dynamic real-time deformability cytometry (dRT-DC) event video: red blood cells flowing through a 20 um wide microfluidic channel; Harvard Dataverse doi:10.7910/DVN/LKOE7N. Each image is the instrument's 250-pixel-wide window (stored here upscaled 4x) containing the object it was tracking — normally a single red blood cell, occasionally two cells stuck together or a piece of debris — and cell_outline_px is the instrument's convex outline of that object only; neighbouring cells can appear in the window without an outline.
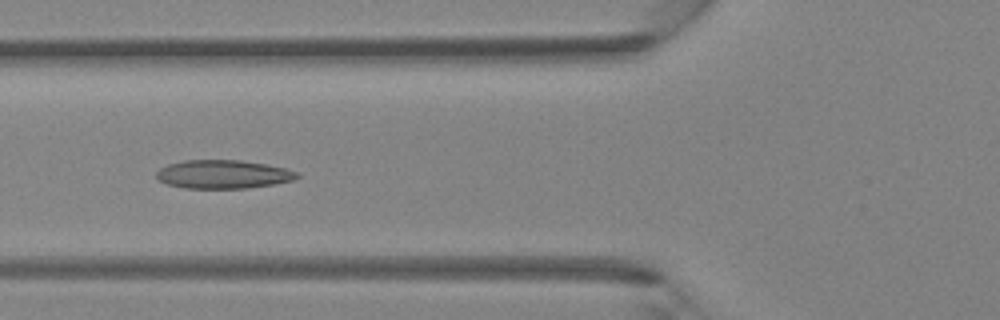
{"species": "Egyptian fruit bat (a non-hibernating species)", "species_latin": "Rousettus aegyptiacus", "temperature_condition": "room temperature", "stored_images_in_passage": 44, "camera_frame_rate_fps": 3000, "um_per_image_px": 0.085, "animal": {"sex": "female"}, "frame": {"image": 1, "passage_image": 16, "time_ms": 5.0, "image_size_px": [1000, 320], "cell_outline_px": [[300, 176], [292, 180], [272, 184], [244, 188], [184, 188], [168, 184], [160, 180], [156, 176], [156, 172], [160, 168], [168, 164], [184, 160], [240, 160], [268, 164], [300, 172]], "centroid_in_image_um": [18.97, 14.8], "position_along_channel_um": 106.8, "area_um2": 23.29}}
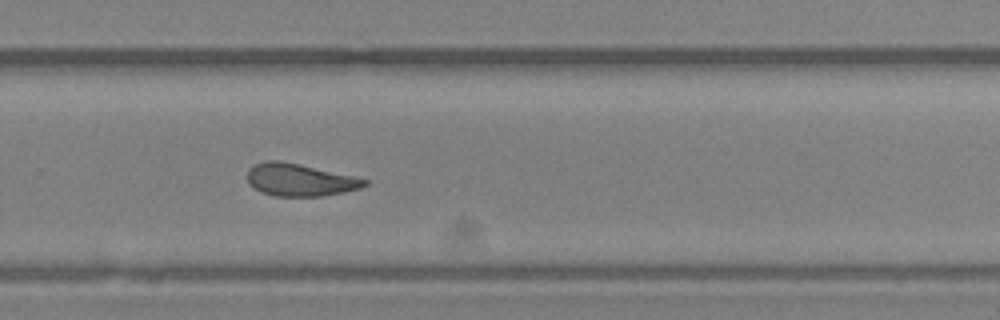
{"frame": {"image": 2, "passage_image": 29, "time_ms": 9.333, "image_size_px": [1000, 320], "cell_outline_px": [[368, 184], [360, 188], [344, 192], [320, 196], [276, 196], [264, 192], [248, 184], [248, 168], [264, 160], [280, 160], [352, 176], [368, 180]], "centroid_in_image_um": [25.46, 15.28], "position_along_channel_um": 304.3, "area_um2": 21.79}}
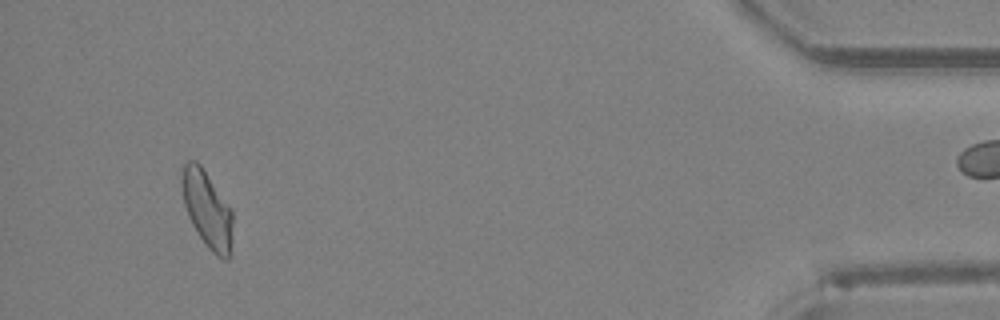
{"frame": {"image": 3, "passage_image": 41, "time_ms": 13.333, "image_size_px": [1000, 320], "cell_outline_px": [[232, 256], [228, 260], [224, 260], [216, 256], [208, 248], [192, 224], [188, 216], [184, 204], [180, 184], [180, 180], [184, 164], [188, 160], [196, 160], [200, 164], [232, 208]], "centroid_in_image_um": [17.63, 17.81], "position_along_channel_um": 417.6, "area_um2": 23.18}}